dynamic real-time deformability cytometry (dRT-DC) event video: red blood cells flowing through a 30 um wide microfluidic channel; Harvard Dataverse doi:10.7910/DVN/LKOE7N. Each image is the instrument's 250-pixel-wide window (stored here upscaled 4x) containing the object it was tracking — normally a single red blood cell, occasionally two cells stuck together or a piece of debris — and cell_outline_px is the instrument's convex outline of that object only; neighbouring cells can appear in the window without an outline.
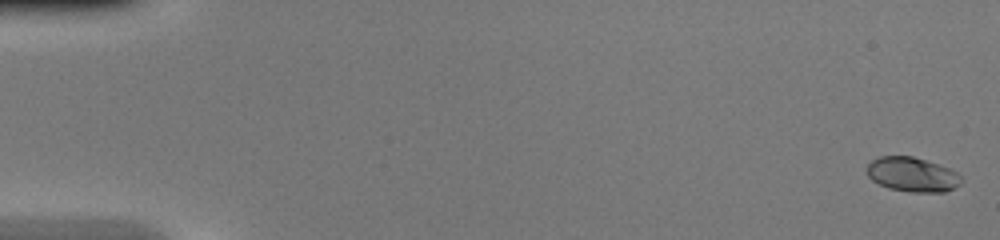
{"species": "common noctule bat (a hibernating species)", "species_latin": "Nyctalus noctula", "temperature_condition": "warm", "stored_images_in_passage": 47, "camera_frame_rate_fps": 3000, "um_per_image_px": 0.085, "animal": {"sex": "female", "body_mass_g": 20.0, "forearm_length_mm": 54.0}, "frame": {"image": 1, "passage_image": 1, "time_ms": 0.0, "image_size_px": [1000, 240], "cell_outline_px": [[960, 184], [944, 192], [908, 192], [888, 188], [872, 180], [868, 176], [868, 164], [872, 160], [880, 156], [912, 156], [948, 168], [956, 172], [960, 176]], "centroid_in_image_um": [77.51, 14.84], "position_along_channel_um": 7.5, "area_um2": 18.67}}
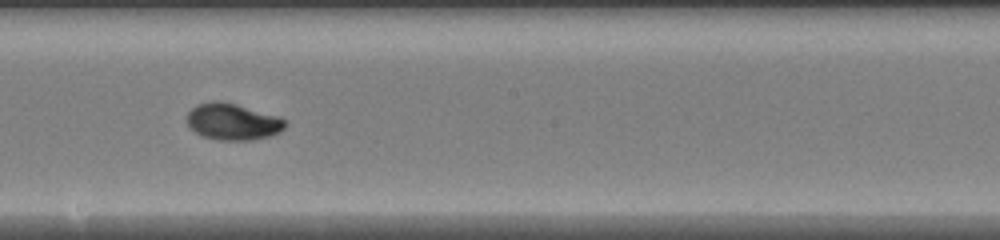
{"frame": {"image": 2, "passage_image": 27, "time_ms": 8.667, "image_size_px": [1000, 240], "cell_outline_px": [[288, 124], [280, 132], [268, 136], [252, 140], [220, 140], [204, 136], [196, 132], [188, 124], [188, 112], [196, 104], [208, 100], [220, 100], [236, 104], [280, 116], [288, 120]], "centroid_in_image_um": [19.82, 10.32], "position_along_channel_um": 228.4, "area_um2": 21.1}}
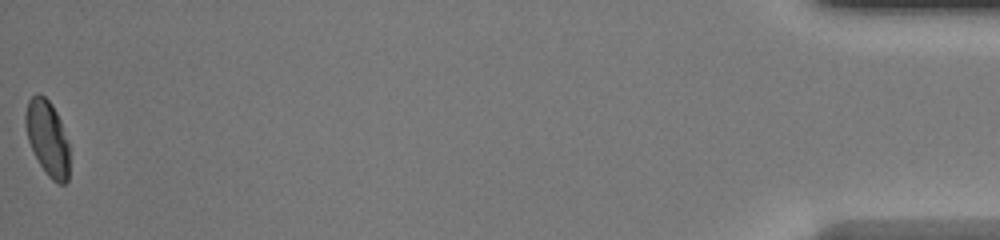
{"frame": {"image": 3, "passage_image": 47, "time_ms": 15.333, "image_size_px": [1000, 240], "cell_outline_px": [[68, 180], [64, 184], [56, 184], [48, 176], [40, 164], [28, 140], [24, 120], [24, 116], [28, 100], [36, 92], [40, 92], [52, 104], [60, 120], [68, 144]], "centroid_in_image_um": [4.02, 11.71], "position_along_channel_um": 431.2, "area_um2": 19.13}}